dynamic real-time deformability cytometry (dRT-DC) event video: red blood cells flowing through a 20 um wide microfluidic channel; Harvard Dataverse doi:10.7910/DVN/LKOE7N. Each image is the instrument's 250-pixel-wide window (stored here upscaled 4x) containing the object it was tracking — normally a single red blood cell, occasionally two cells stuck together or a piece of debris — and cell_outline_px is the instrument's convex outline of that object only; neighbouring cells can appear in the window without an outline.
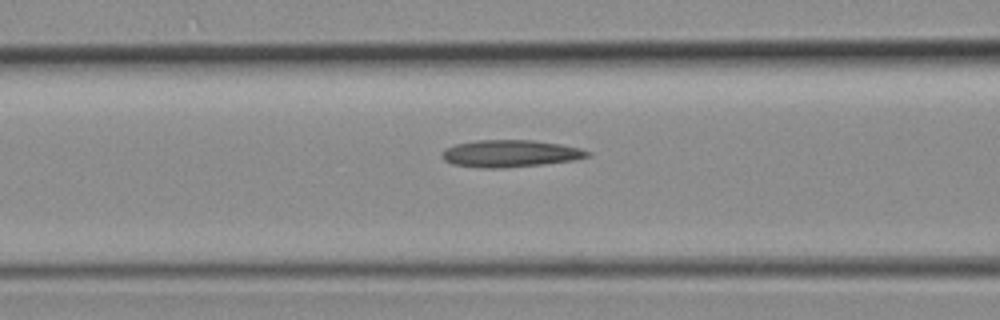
{"species": "common noctule bat (a hibernating species)", "species_latin": "Nyctalus noctula", "temperature_condition": "room temperature", "stored_images_in_passage": 5, "camera_frame_rate_fps": 3000, "um_per_image_px": 0.085, "animal": {"sex": "female", "body_mass_g": 19.3, "forearm_length_mm": 54.1}, "frame": {"image": 1, "passage_image": 5, "time_ms": 1.333, "image_size_px": [1000, 320], "cell_outline_px": [[592, 152], [588, 156], [572, 160], [544, 164], [504, 168], [476, 168], [452, 164], [444, 160], [440, 156], [448, 148], [456, 144], [476, 140], [532, 140], [560, 144], [580, 148]], "centroid_in_image_um": [43.36, 13.06], "position_along_channel_um": 123.2, "area_um2": 22.95}}